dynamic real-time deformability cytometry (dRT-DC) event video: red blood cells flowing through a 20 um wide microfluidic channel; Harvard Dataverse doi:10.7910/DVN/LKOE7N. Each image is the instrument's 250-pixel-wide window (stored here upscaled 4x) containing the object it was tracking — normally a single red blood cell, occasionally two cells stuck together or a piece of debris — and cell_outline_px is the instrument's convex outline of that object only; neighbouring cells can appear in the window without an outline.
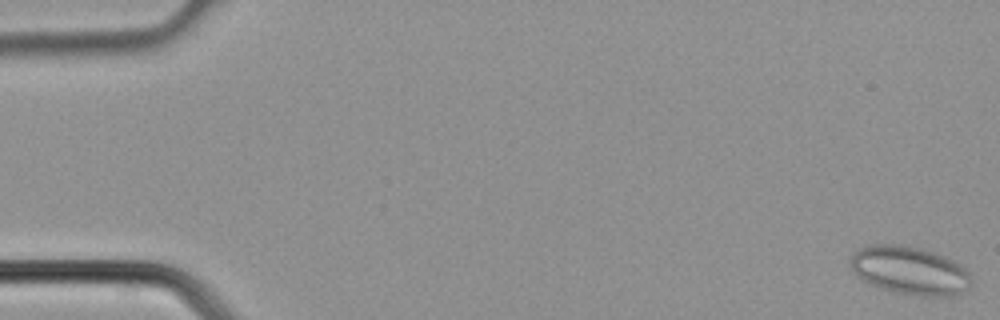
{"species": "common noctule bat (a hibernating species)", "species_latin": "Nyctalus noctula", "temperature_condition": "cold", "stored_images_in_passage": 41, "camera_frame_rate_fps": 3000, "um_per_image_px": 0.085, "animal": {"sex": "male", "body_mass_g": 21.5, "forearm_length_mm": 52.0}, "frame": {"image": 1, "passage_image": 1, "time_ms": 0.0, "image_size_px": [1000, 320], "cell_outline_px": [[972, 284], [968, 288], [960, 292], [948, 296], [920, 296], [896, 292], [880, 288], [860, 280], [856, 276], [848, 264], [848, 260], [852, 252], [860, 248], [872, 244], [904, 244], [920, 248], [944, 256], [960, 264], [968, 272], [972, 280]], "centroid_in_image_um": [77.26, 22.98], "position_along_channel_um": 7.7, "area_um2": 34.33}}
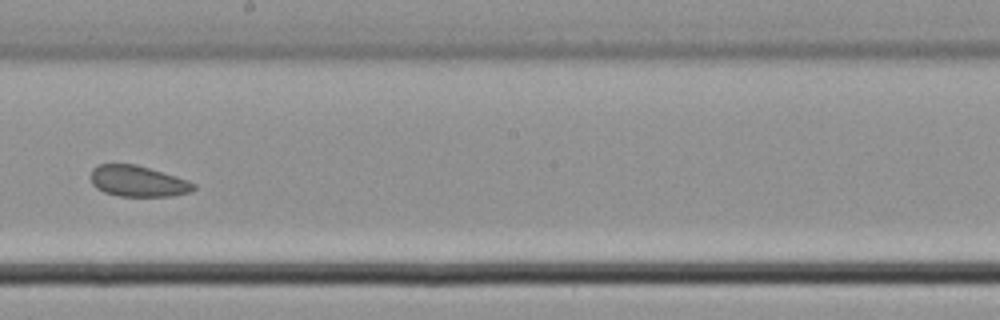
{"frame": {"image": 2, "passage_image": 23, "time_ms": 7.333, "image_size_px": [1000, 320], "cell_outline_px": [[196, 188], [192, 192], [172, 196], [120, 196], [104, 192], [96, 188], [92, 184], [92, 168], [96, 164], [136, 164], [176, 176], [188, 180], [196, 184]], "centroid_in_image_um": [11.74, 15.4], "position_along_channel_um": 236.5, "area_um2": 18.67}}
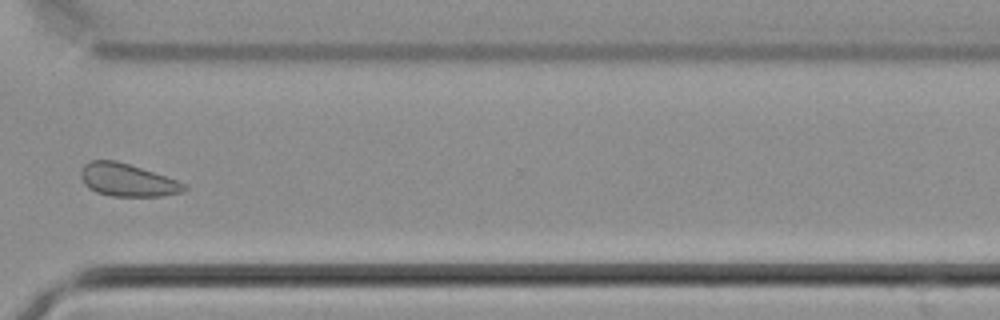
{"frame": {"image": 3, "passage_image": 30, "time_ms": 9.667, "image_size_px": [1000, 320], "cell_outline_px": [[188, 188], [180, 192], [160, 196], [112, 196], [96, 192], [88, 188], [84, 184], [80, 176], [80, 172], [84, 164], [92, 160], [116, 160], [188, 184]], "centroid_in_image_um": [10.79, 15.31], "position_along_channel_um": 359.8, "area_um2": 19.54}}